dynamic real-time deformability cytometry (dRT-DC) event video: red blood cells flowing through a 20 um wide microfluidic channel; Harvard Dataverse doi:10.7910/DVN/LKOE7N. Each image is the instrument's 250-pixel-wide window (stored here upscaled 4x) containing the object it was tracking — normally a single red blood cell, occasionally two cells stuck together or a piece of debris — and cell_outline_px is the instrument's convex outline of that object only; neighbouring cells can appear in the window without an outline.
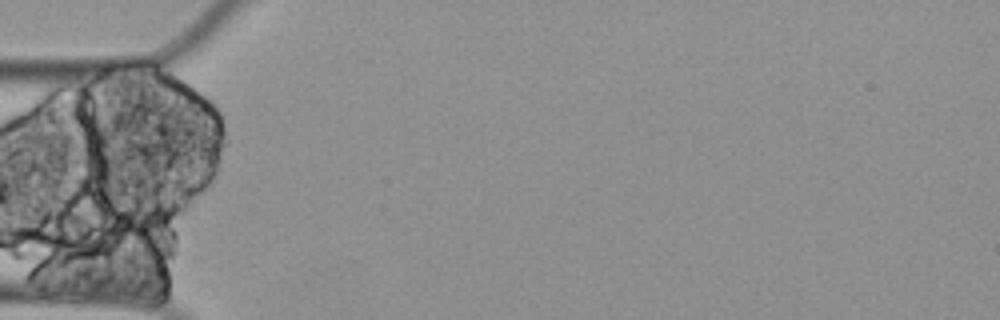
{"species": "Egyptian fruit bat (a non-hibernating species)", "species_latin": "Rousettus aegyptiacus", "temperature_condition": "cold", "stored_images_in_passage": 9, "camera_frame_rate_fps": 3000, "um_per_image_px": 0.085, "animal": {"sex": "female"}, "frame": {"image": 1, "passage_image": 1, "time_ms": 0.0, "image_size_px": [1000, 320], "cell_outline_px": [[112, 268], [104, 288], [92, 288], [68, 272], [68, 268], [76, 252], [84, 240], [104, 240], [108, 244], [112, 256]], "centroid_in_image_um": [7.85, 22.39], "position_along_channel_um": 77.2, "area_um2": 11.44}}